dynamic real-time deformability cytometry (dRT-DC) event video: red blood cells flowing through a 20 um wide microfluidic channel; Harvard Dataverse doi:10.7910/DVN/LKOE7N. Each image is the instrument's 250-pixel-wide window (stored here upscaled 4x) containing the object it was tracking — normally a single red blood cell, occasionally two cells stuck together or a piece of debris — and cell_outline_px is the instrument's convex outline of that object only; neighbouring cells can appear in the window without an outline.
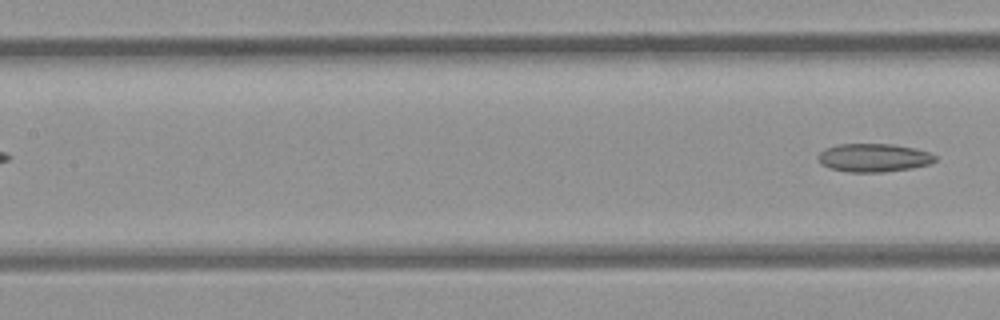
{"species": "common noctule bat (a hibernating species)", "species_latin": "Nyctalus noctula", "temperature_condition": "room temperature", "stored_images_in_passage": 6, "camera_frame_rate_fps": 3000, "um_per_image_px": 0.085, "animal": {"sex": "female", "body_mass_g": 21.9}, "frame": {"image": 1, "passage_image": 6, "time_ms": 5.667, "image_size_px": [1000, 320], "cell_outline_px": [[936, 160], [928, 164], [912, 168], [884, 172], [848, 172], [828, 168], [820, 164], [816, 156], [824, 148], [840, 144], [892, 144], [916, 148], [932, 152], [936, 156]], "centroid_in_image_um": [74.25, 13.4], "position_along_channel_um": 133.2, "area_um2": 19.59}}